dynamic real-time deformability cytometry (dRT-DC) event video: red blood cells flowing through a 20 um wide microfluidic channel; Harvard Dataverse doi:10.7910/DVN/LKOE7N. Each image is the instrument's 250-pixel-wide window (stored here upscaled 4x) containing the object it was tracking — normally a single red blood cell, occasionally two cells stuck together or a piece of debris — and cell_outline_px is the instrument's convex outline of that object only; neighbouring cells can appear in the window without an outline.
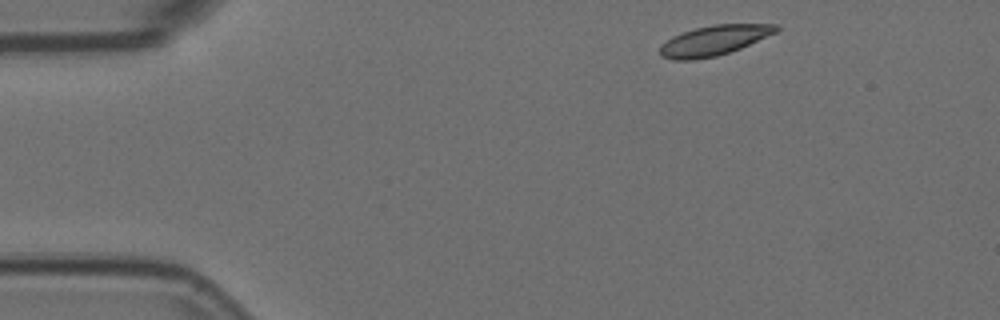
{"species": "Egyptian fruit bat (a non-hibernating species)", "species_latin": "Rousettus aegyptiacus", "temperature_condition": "room temperature", "stored_images_in_passage": 3, "camera_frame_rate_fps": 3000, "um_per_image_px": 0.085, "animal": {"sex": "female"}, "frame": {"image": 1, "passage_image": 1, "time_ms": 0.0, "image_size_px": [1000, 320], "cell_outline_px": [[780, 28], [776, 32], [740, 48], [716, 56], [692, 60], [672, 60], [660, 56], [660, 44], [672, 36], [696, 28], [712, 24], [776, 24]], "centroid_in_image_um": [60.65, 3.44], "position_along_channel_um": 24.4, "area_um2": 20.17}}